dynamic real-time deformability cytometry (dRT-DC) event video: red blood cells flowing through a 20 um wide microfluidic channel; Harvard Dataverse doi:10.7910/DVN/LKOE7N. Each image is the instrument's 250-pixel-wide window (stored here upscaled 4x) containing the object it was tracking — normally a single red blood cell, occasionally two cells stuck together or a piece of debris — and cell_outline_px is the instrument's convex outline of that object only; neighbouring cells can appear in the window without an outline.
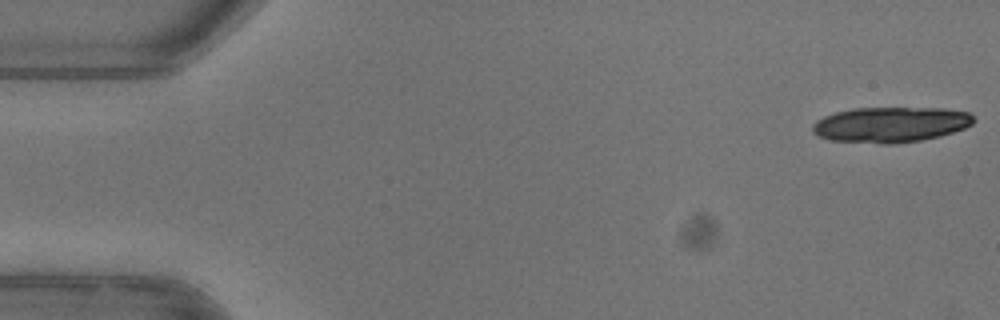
{"species": "common noctule bat (a hibernating species)", "species_latin": "Nyctalus noctula", "temperature_condition": "warm", "stored_images_in_passage": 17, "camera_frame_rate_fps": 3000, "um_per_image_px": 0.085, "animal": {"sex": "female"}, "frame": {"image": 1, "passage_image": 1, "time_ms": 0.0, "image_size_px": [1000, 320], "cell_outline_px": [[976, 120], [972, 124], [964, 128], [940, 136], [920, 140], [892, 144], [884, 144], [828, 140], [816, 136], [812, 132], [812, 124], [816, 120], [824, 116], [836, 112], [852, 108], [944, 108], [968, 112]], "centroid_in_image_um": [75.66, 10.59], "position_along_channel_um": 9.3, "area_um2": 33.47}}